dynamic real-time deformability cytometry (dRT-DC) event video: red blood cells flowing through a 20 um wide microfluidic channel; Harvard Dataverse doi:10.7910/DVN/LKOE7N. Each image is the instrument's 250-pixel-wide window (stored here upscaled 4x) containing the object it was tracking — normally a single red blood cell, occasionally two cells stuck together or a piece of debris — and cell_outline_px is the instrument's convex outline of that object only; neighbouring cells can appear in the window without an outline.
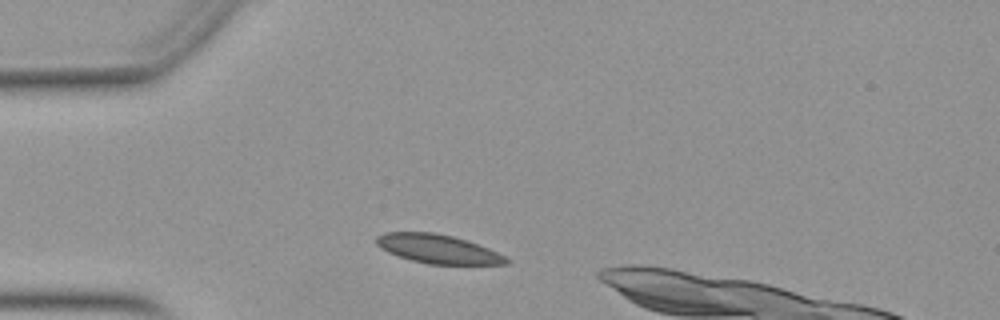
{"species": "Egyptian fruit bat (a non-hibernating species)", "species_latin": "Rousettus aegyptiacus", "temperature_condition": "warm", "stored_images_in_passage": 35, "camera_frame_rate_fps": 3000, "um_per_image_px": 0.085, "animal": {"sex": "female"}, "frame": {"image": 1, "passage_image": 5, "time_ms": 1.333, "image_size_px": [1000, 320], "cell_outline_px": [[512, 264], [428, 264], [412, 260], [388, 252], [380, 248], [376, 244], [376, 236], [384, 232], [436, 232], [468, 240], [488, 248], [512, 260]], "centroid_in_image_um": [37.23, 21.15], "position_along_channel_um": 47.8, "area_um2": 21.91}}
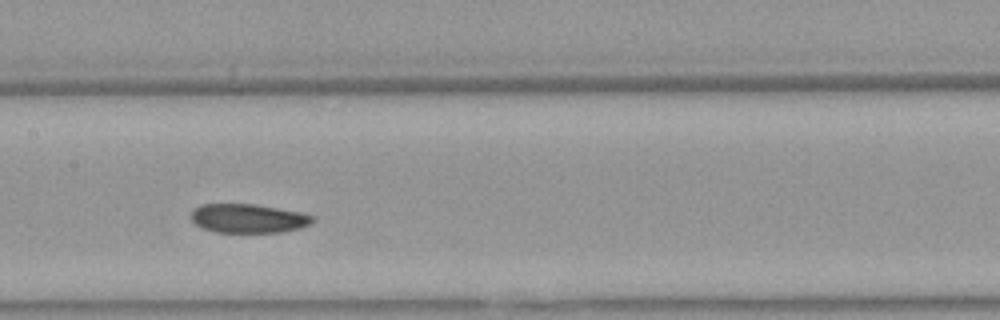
{"frame": {"image": 2, "passage_image": 17, "time_ms": 5.333, "image_size_px": [1000, 320], "cell_outline_px": [[316, 220], [312, 224], [300, 228], [280, 232], [216, 232], [204, 228], [196, 224], [192, 220], [192, 212], [200, 204], [256, 204], [300, 212], [312, 216]], "centroid_in_image_um": [21.14, 18.56], "position_along_channel_um": 186.3, "area_um2": 20.4}}
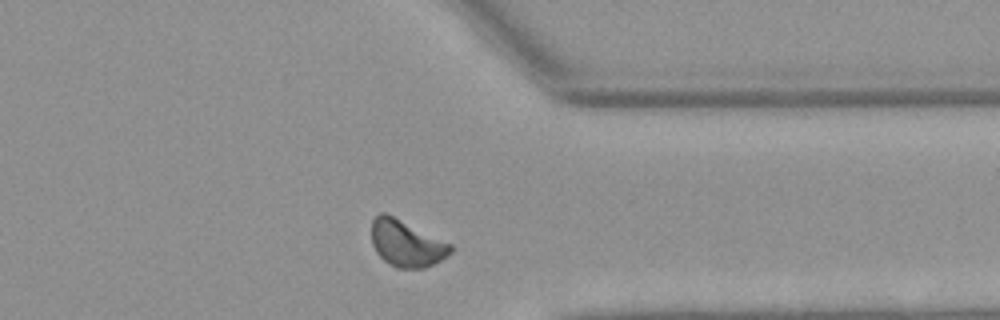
{"frame": {"image": 3, "passage_image": 32, "time_ms": 10.333, "image_size_px": [1000, 320], "cell_outline_px": [[452, 252], [448, 256], [424, 268], [396, 268], [388, 264], [376, 252], [372, 244], [372, 220], [380, 212], [384, 212], [452, 244]], "centroid_in_image_um": [34.54, 20.7], "position_along_channel_um": 376.9, "area_um2": 21.27}, "authors_computed_cell_mechanics": {"area_um2": 21.4438, "velocity_mm_per_s": 3.9103, "shape_relaxation_time_tau1_ms": 9.5876, "shape_relaxation_time_tau2_ms": null, "deformation_change_tau1": 0.1262, "deformation_change_tau2": null}}